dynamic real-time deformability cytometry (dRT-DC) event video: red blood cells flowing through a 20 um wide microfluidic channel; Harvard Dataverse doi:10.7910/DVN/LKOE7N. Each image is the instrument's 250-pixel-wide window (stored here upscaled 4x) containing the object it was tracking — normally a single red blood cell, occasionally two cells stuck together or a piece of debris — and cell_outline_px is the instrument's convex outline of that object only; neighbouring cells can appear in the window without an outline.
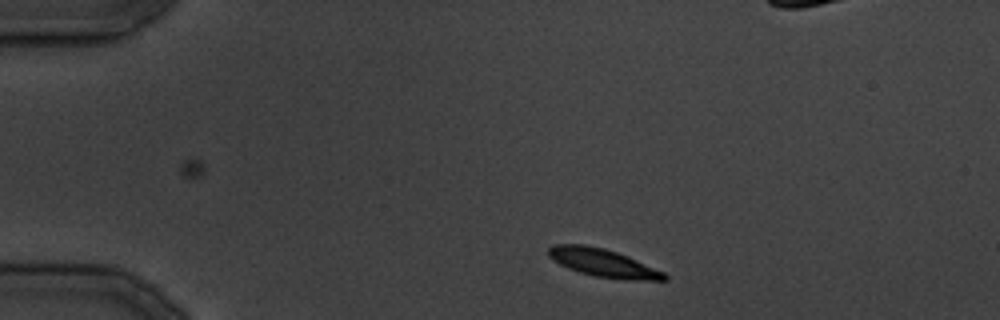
{"species": "common noctule bat (a hibernating species)", "species_latin": "Nyctalus noctula", "temperature_condition": "cold", "stored_images_in_passage": 26, "camera_frame_rate_fps": 3000, "um_per_image_px": 0.085, "animal": {"sex": "male", "body_mass_g": 19.5, "forearm_length_mm": 54.6}, "frame": {"image": 1, "passage_image": 1, "time_ms": 0.0, "image_size_px": [1000, 320], "cell_outline_px": [[668, 280], [624, 280], [596, 276], [580, 272], [568, 268], [552, 260], [548, 256], [548, 248], [552, 244], [584, 244], [604, 248], [628, 256], [664, 272], [668, 276]], "centroid_in_image_um": [51.25, 22.34], "position_along_channel_um": 33.7, "area_um2": 18.96}}
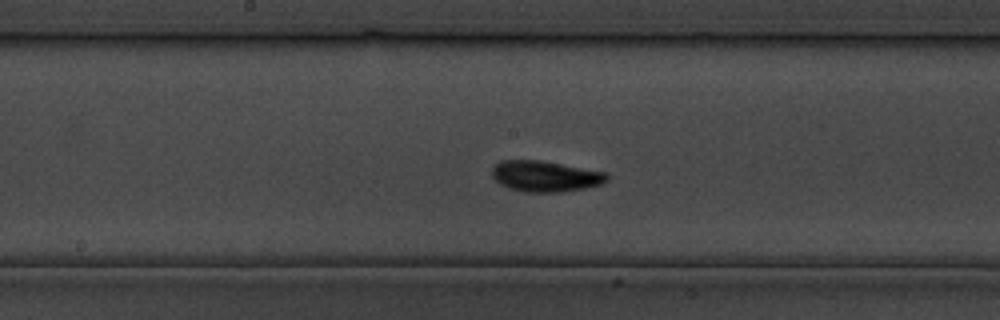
{"frame": {"image": 2, "passage_image": 13, "time_ms": 14.333, "image_size_px": [1000, 320], "cell_outline_px": [[608, 180], [600, 184], [584, 188], [564, 192], [524, 192], [508, 188], [500, 184], [492, 176], [492, 168], [500, 160], [540, 160], [608, 172]], "centroid_in_image_um": [46.35, 14.98], "position_along_channel_um": 201.9, "area_um2": 20.81}}
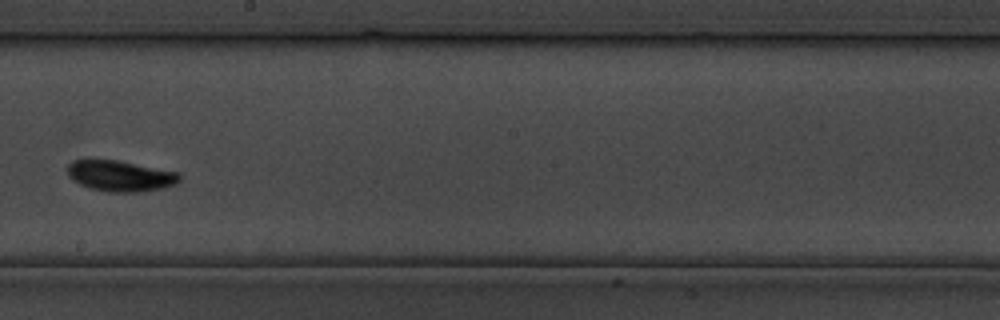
{"frame": {"image": 3, "passage_image": 15, "time_ms": 16.667, "image_size_px": [1000, 320], "cell_outline_px": [[180, 180], [176, 184], [160, 188], [140, 192], [108, 192], [92, 188], [80, 184], [72, 180], [68, 176], [68, 164], [72, 160], [92, 156], [120, 160], [180, 172]], "centroid_in_image_um": [10.17, 14.89], "position_along_channel_um": 238.0, "area_um2": 20.92}}